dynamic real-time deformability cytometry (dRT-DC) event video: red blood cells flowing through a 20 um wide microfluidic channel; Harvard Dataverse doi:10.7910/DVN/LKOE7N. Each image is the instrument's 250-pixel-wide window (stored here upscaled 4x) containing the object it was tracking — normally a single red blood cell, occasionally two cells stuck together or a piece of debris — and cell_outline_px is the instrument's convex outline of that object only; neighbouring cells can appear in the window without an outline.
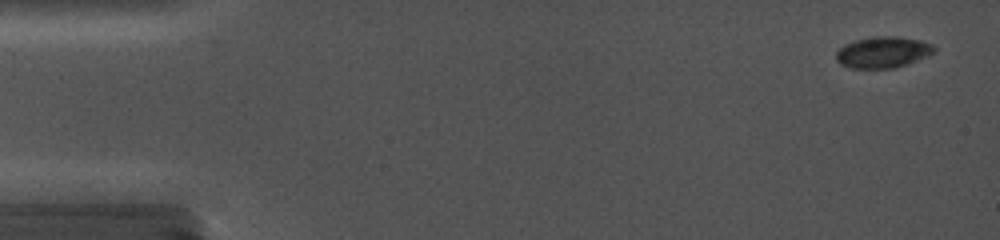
{"species": "common noctule bat (a hibernating species)", "species_latin": "Nyctalus noctula", "temperature_condition": "cold", "stored_images_in_passage": 18, "camera_frame_rate_fps": 5000, "um_per_image_px": 0.085, "animal": {"sex": "female", "body_mass_g": 19.0, "forearm_length_mm": 56.7}, "frame": {"image": 1, "passage_image": 2, "time_ms": 0.4, "image_size_px": [1000, 240], "cell_outline_px": [[936, 52], [928, 56], [892, 68], [852, 68], [840, 64], [836, 60], [836, 52], [844, 44], [856, 40], [876, 36], [896, 36], [920, 40], [932, 44], [936, 48]], "centroid_in_image_um": [75.05, 4.43], "position_along_channel_um": 10.0, "area_um2": 17.74}}
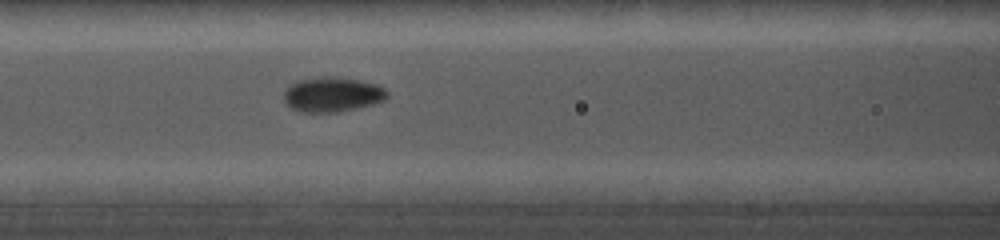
{"frame": {"image": 2, "passage_image": 14, "time_ms": 7.2, "image_size_px": [1000, 240], "cell_outline_px": [[388, 96], [384, 100], [372, 104], [356, 108], [336, 112], [300, 112], [292, 108], [284, 100], [284, 92], [296, 80], [328, 76], [356, 80], [376, 84], [384, 88], [388, 92]], "centroid_in_image_um": [28.25, 8.04], "position_along_channel_um": 138.4, "area_um2": 20.63}}
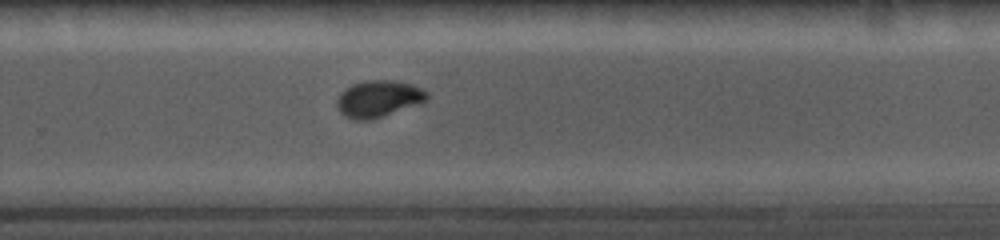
{"frame": {"image": 3, "passage_image": 18, "time_ms": 11.4, "image_size_px": [1000, 240], "cell_outline_px": [[428, 100], [372, 120], [352, 120], [344, 116], [336, 108], [336, 100], [340, 92], [344, 88], [352, 84], [368, 80], [392, 80], [412, 84], [424, 88], [428, 92]], "centroid_in_image_um": [32.14, 8.39], "position_along_channel_um": 297.7, "area_um2": 19.54}}